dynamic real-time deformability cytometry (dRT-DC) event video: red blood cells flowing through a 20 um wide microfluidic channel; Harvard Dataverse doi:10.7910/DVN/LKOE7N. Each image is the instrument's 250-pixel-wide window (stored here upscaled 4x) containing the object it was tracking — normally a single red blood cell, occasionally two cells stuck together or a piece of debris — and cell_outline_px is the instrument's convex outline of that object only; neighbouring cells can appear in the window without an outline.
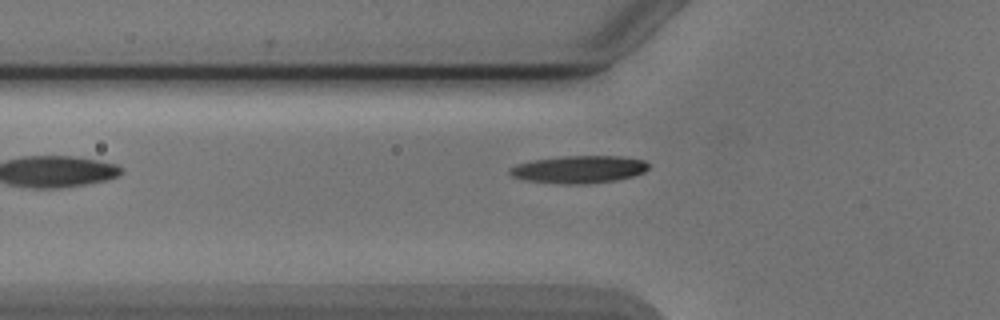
{"species": "Egyptian fruit bat (a non-hibernating species)", "species_latin": "Rousettus aegyptiacus", "temperature_condition": "cold", "stored_images_in_passage": 34, "camera_frame_rate_fps": 3000, "um_per_image_px": 0.085, "animal": {"sex": "male"}, "frame": {"image": 1, "passage_image": 2, "time_ms": 0.333, "image_size_px": [1000, 320], "cell_outline_px": [[648, 168], [644, 172], [632, 176], [616, 180], [584, 184], [564, 184], [524, 180], [512, 176], [508, 172], [508, 168], [516, 164], [532, 160], [564, 156], [620, 156], [644, 160], [648, 164]], "centroid_in_image_um": [49.17, 14.39], "position_along_channel_um": 76.6, "area_um2": 22.25}}
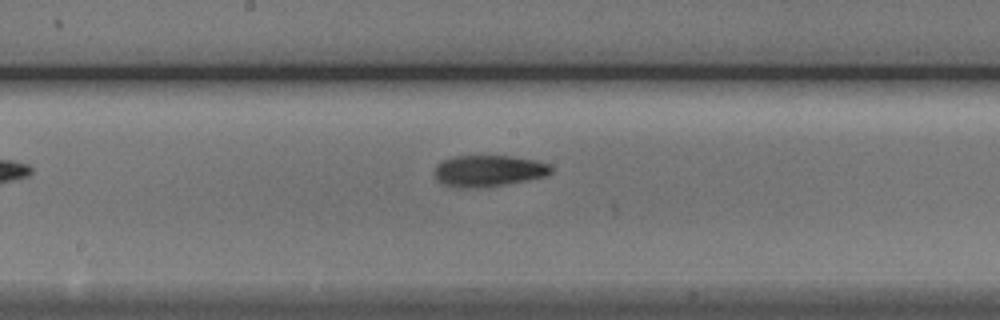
{"frame": {"image": 2, "passage_image": 12, "time_ms": 3.667, "image_size_px": [1000, 320], "cell_outline_px": [[552, 172], [544, 176], [528, 180], [504, 184], [472, 188], [460, 188], [444, 184], [436, 180], [436, 164], [452, 156], [512, 156], [536, 160], [548, 164], [552, 168]], "centroid_in_image_um": [41.52, 14.51], "position_along_channel_um": 206.7, "area_um2": 21.15}}
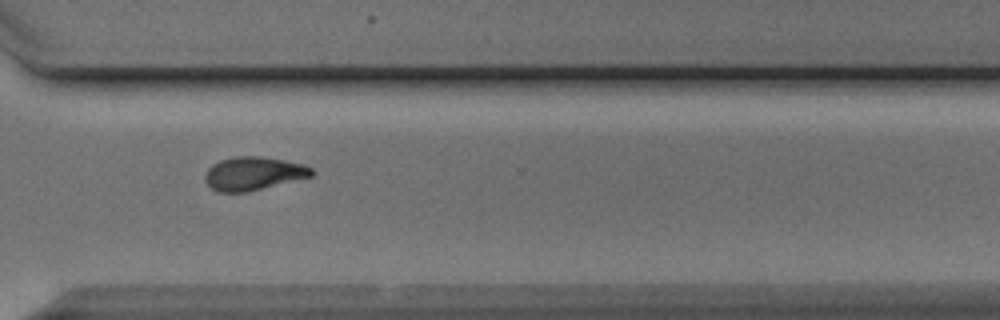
{"frame": {"image": 3, "passage_image": 23, "time_ms": 7.333, "image_size_px": [1000, 320], "cell_outline_px": [[316, 172], [312, 176], [248, 192], [216, 192], [204, 180], [204, 176], [208, 168], [212, 164], [220, 160], [236, 156], [260, 156], [284, 160], [304, 164], [312, 168]], "centroid_in_image_um": [21.54, 14.75], "position_along_channel_um": 349.1, "area_um2": 20.87}, "authors_computed_cell_mechanics": {"area_um2": 20.6635, "velocity_mm_per_s": 3.8863, "shape_relaxation_time_tau1_ms": 4.2276, "shape_relaxation_time_tau2_ms": 4.6502, "deformation_change_tau1": 0.1679, "deformation_change_tau2": 0.1229}}